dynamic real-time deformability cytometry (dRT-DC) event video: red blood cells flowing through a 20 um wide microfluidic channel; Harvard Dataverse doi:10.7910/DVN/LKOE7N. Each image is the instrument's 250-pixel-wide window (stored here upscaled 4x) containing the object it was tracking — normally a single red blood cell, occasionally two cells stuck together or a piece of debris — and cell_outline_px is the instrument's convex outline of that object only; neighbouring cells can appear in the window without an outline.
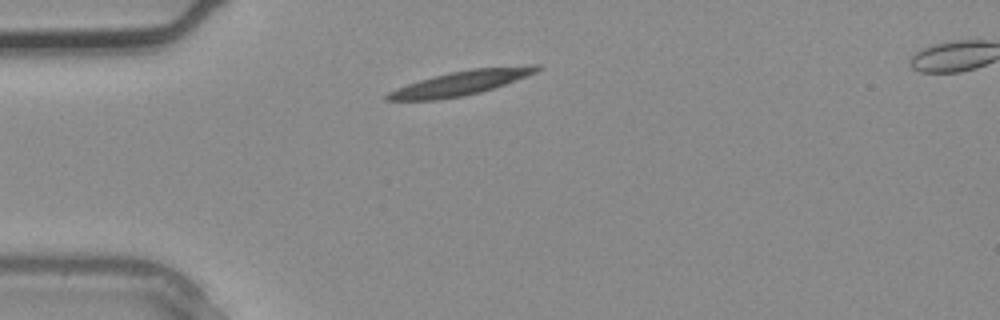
{"species": "common noctule bat (a hibernating species)", "species_latin": "Nyctalus noctula", "temperature_condition": "warm", "stored_images_in_passage": 2, "camera_frame_rate_fps": 3000, "um_per_image_px": 0.085, "animal": {"sex": "male", "body_mass_g": 20.4}, "frame": {"image": 1, "passage_image": 1, "time_ms": 0.0, "image_size_px": [1000, 320], "cell_outline_px": [[540, 68], [536, 72], [516, 80], [480, 92], [464, 96], [436, 100], [384, 100], [384, 96], [388, 92], [396, 88], [420, 80], [452, 72], [472, 68], [528, 64], [540, 64]], "centroid_in_image_um": [39.2, 7.04], "position_along_channel_um": 45.8, "area_um2": 21.21}}